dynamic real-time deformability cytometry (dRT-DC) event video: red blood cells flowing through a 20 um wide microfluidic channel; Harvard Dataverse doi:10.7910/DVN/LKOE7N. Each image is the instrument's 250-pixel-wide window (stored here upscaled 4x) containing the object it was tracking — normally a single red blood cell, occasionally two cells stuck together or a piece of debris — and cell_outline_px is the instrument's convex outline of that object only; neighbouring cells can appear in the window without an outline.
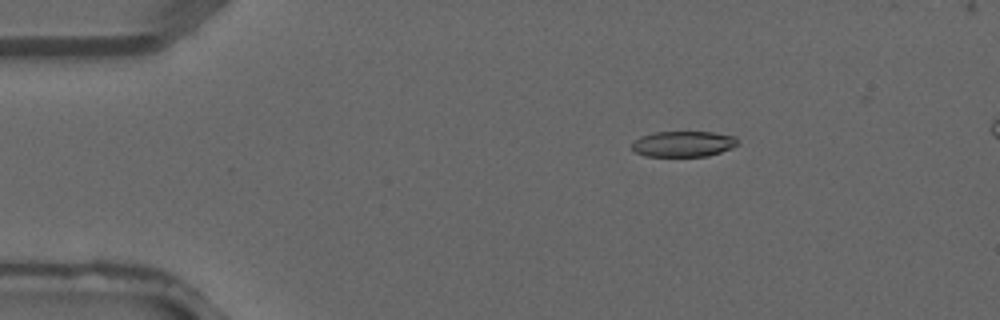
{"species": "common noctule bat (a hibernating species)", "species_latin": "Nyctalus noctula", "temperature_condition": "warm", "stored_images_in_passage": 3, "camera_frame_rate_fps": 3000, "um_per_image_px": 0.085, "animal": {"sex": "male", "forearm_length_mm": 52.5}, "frame": {"image": 1, "passage_image": 1, "time_ms": 0.0, "image_size_px": [1000, 320], "cell_outline_px": [[736, 144], [732, 148], [708, 156], [644, 156], [636, 152], [632, 148], [632, 144], [640, 136], [656, 132], [712, 132], [736, 136]], "centroid_in_image_um": [58.07, 12.23], "position_along_channel_um": 26.9, "area_um2": 15.72}}